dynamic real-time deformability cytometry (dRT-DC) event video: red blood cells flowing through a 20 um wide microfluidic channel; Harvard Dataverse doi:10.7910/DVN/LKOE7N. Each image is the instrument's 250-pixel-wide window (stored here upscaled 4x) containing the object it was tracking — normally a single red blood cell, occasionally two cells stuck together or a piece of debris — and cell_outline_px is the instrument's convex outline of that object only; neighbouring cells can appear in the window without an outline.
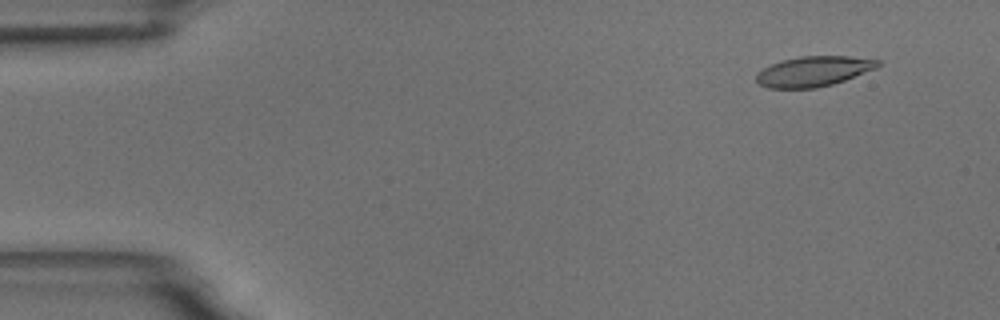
{"species": "common noctule bat (a hibernating species)", "species_latin": "Nyctalus noctula", "temperature_condition": "room temperature", "stored_images_in_passage": 58, "camera_frame_rate_fps": 3000, "um_per_image_px": 0.085, "animal": {"sex": "male", "body_mass_g": 18.8}, "frame": {"image": 1, "passage_image": 5, "time_ms": 1.333, "image_size_px": [1000, 320], "cell_outline_px": [[880, 64], [876, 68], [844, 80], [832, 84], [816, 88], [768, 88], [760, 84], [756, 80], [756, 72], [780, 60], [800, 56], [848, 56], [880, 60]], "centroid_in_image_um": [69.13, 6.06], "position_along_channel_um": 15.9, "area_um2": 21.27}}
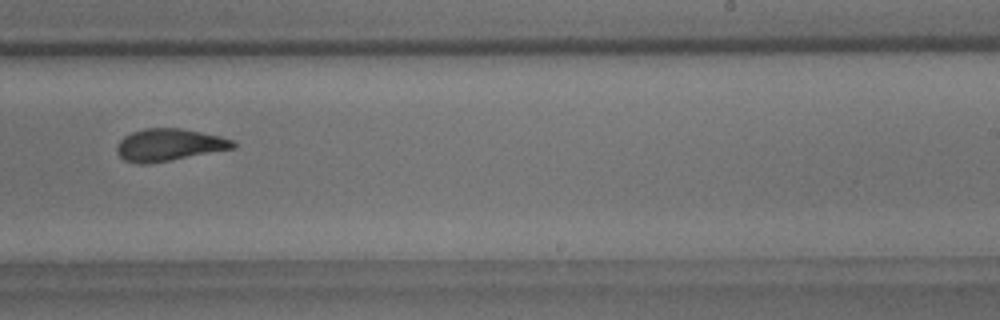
{"frame": {"image": 2, "passage_image": 36, "time_ms": 11.667, "image_size_px": [1000, 320], "cell_outline_px": [[236, 148], [168, 160], [144, 164], [140, 164], [124, 160], [116, 152], [116, 144], [124, 136], [132, 132], [144, 128], [180, 128], [220, 136], [232, 140], [236, 144]], "centroid_in_image_um": [14.34, 12.3], "position_along_channel_um": 274.7, "area_um2": 21.62}}
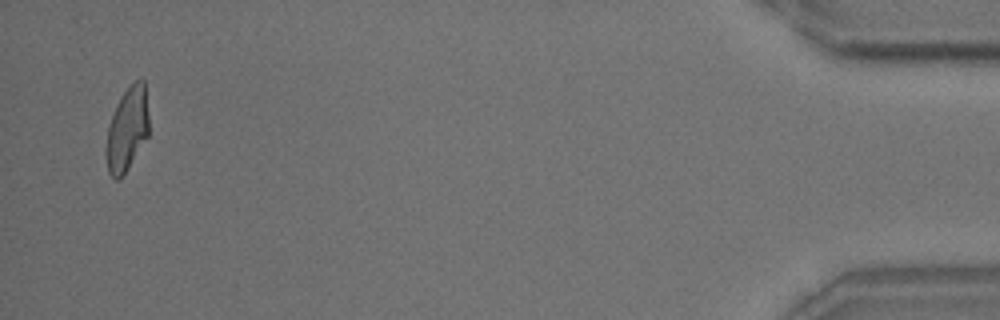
{"frame": {"image": 3, "passage_image": 56, "time_ms": 18.333, "image_size_px": [1000, 320], "cell_outline_px": [[148, 136], [120, 180], [116, 180], [108, 172], [104, 152], [104, 148], [108, 124], [116, 104], [120, 96], [136, 80], [144, 80], [148, 116]], "centroid_in_image_um": [10.76, 11.03], "position_along_channel_um": 424.4, "area_um2": 20.98}, "authors_computed_cell_mechanics": {"area_um2": 21.9351, "velocity_mm_per_s": 3.507, "shape_relaxation_time_tau1_ms": 6.2853, "shape_relaxation_time_tau2_ms": 2.4546, "deformation_change_tau1": 0.1783, "deformation_change_tau2": 0.0955}}